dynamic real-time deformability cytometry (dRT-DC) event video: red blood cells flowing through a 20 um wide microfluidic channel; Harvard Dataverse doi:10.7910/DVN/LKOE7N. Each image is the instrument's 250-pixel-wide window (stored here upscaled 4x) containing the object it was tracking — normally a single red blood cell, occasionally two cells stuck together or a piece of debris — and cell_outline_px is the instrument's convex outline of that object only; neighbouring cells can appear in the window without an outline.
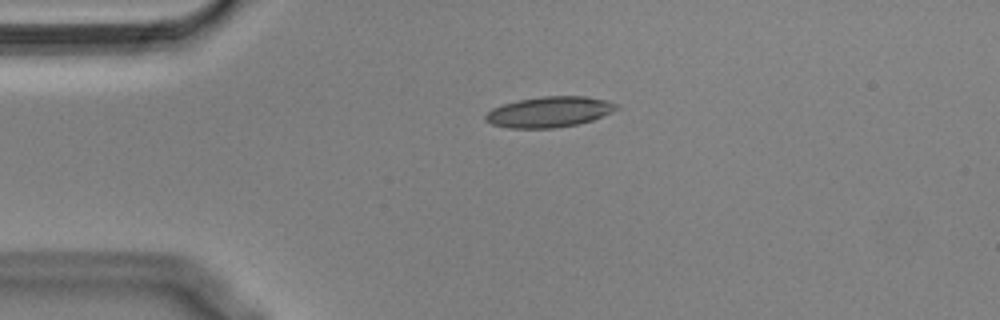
{"species": "Egyptian fruit bat (a non-hibernating species)", "species_latin": "Rousettus aegyptiacus", "temperature_condition": "cold", "stored_images_in_passage": 44, "camera_frame_rate_fps": 3000, "um_per_image_px": 0.085, "animal": {"sex": "male"}, "frame": {"image": 1, "passage_image": 1, "time_ms": 0.0, "image_size_px": [1000, 320], "cell_outline_px": [[620, 104], [612, 112], [592, 120], [580, 124], [556, 128], [508, 128], [492, 124], [484, 120], [484, 116], [492, 108], [504, 104], [520, 100], [544, 96], [588, 96], [608, 100]], "centroid_in_image_um": [46.72, 9.51], "position_along_channel_um": 38.3, "area_um2": 23.47}}
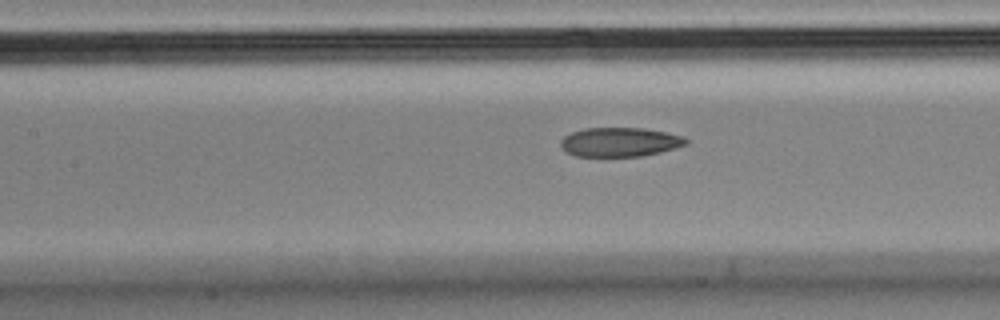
{"frame": {"image": 2, "passage_image": 13, "time_ms": 4.0, "image_size_px": [1000, 320], "cell_outline_px": [[688, 144], [676, 148], [660, 152], [640, 156], [576, 156], [568, 152], [560, 144], [560, 140], [564, 136], [572, 132], [584, 128], [644, 128], [684, 136], [688, 140]], "centroid_in_image_um": [52.71, 12.07], "position_along_channel_um": 154.7, "area_um2": 21.21}}
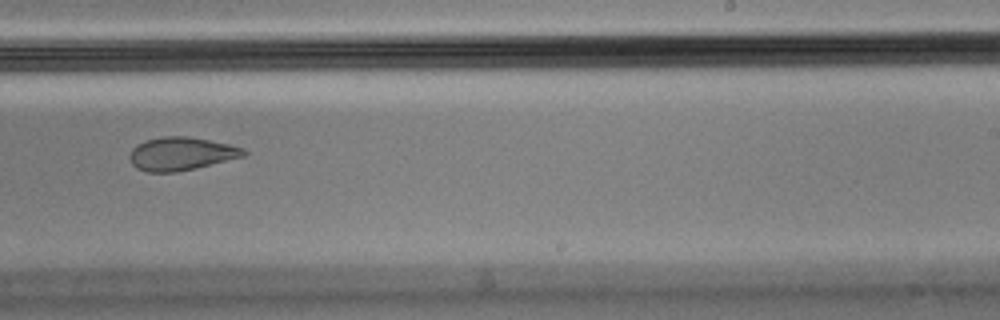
{"frame": {"image": 3, "passage_image": 23, "time_ms": 7.333, "image_size_px": [1000, 320], "cell_outline_px": [[248, 152], [244, 156], [196, 168], [176, 172], [144, 172], [136, 168], [132, 164], [128, 156], [132, 148], [148, 140], [160, 136], [188, 136], [228, 144], [244, 148]], "centroid_in_image_um": [15.38, 13.07], "position_along_channel_um": 273.6, "area_um2": 22.02}, "authors_computed_cell_mechanics": {"area_um2": 23.4379, "velocity_mm_per_s": 3.5735, "shape_relaxation_time_tau1_ms": null, "shape_relaxation_time_tau2_ms": 3.6574, "deformation_change_tau1": null, "deformation_change_tau2": 0.0761}}